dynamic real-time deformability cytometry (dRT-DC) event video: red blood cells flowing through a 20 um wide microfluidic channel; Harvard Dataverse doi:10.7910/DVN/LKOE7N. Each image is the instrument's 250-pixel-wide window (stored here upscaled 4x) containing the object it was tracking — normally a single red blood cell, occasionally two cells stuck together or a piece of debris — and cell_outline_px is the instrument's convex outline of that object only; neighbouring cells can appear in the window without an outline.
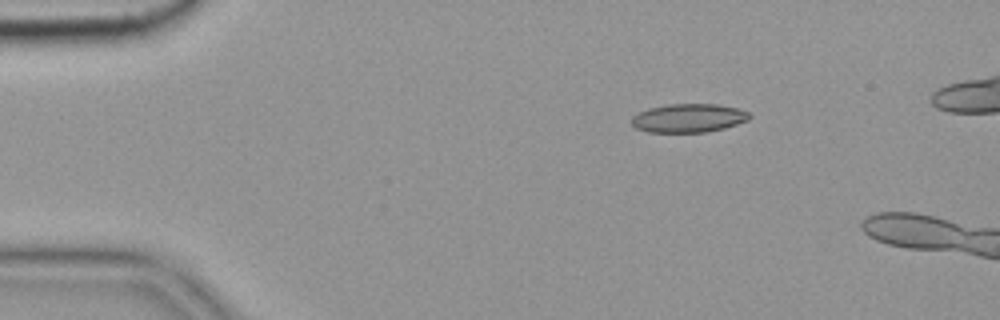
{"species": "common noctule bat (a hibernating species)", "species_latin": "Nyctalus noctula", "temperature_condition": "cold", "stored_images_in_passage": 4, "camera_frame_rate_fps": 3000, "um_per_image_px": 0.085, "animal": {"sex": "female", "body_mass_g": 19.9}, "frame": {"image": 1, "passage_image": 2, "time_ms": 0.333, "image_size_px": [1000, 320], "cell_outline_px": [[752, 116], [748, 120], [724, 128], [708, 132], [648, 132], [636, 128], [632, 124], [632, 116], [648, 108], [668, 104], [720, 104], [736, 108], [748, 112]], "centroid_in_image_um": [58.53, 10.03], "position_along_channel_um": 26.5, "area_um2": 19.65}}